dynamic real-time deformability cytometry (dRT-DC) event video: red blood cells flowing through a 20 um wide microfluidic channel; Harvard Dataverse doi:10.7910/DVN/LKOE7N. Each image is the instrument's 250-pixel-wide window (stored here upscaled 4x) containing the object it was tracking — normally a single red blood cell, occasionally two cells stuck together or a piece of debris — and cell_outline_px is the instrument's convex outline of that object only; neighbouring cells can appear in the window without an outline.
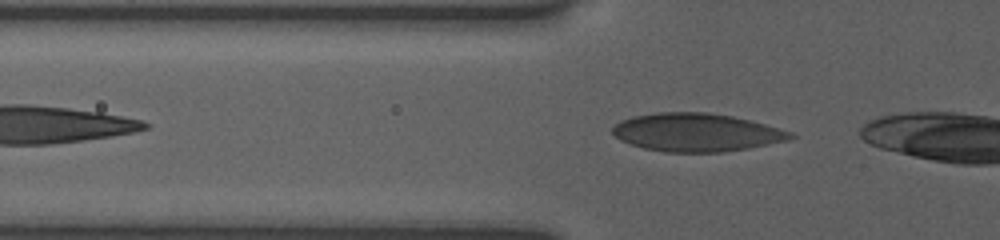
{"species": "human", "species_latin": "Homo sapiens", "temperature_condition": "room temperature", "stored_images_in_passage": 26, "camera_frame_rate_fps": 3000, "um_per_image_px": 0.085, "donor": {"sex": "female"}, "frame": {"image": 1, "passage_image": 9, "time_ms": 2.0, "image_size_px": [1000, 240], "cell_outline_px": [[796, 136], [788, 140], [748, 148], [724, 152], [664, 152], [644, 148], [620, 140], [612, 132], [612, 128], [620, 120], [632, 116], [656, 112], [708, 112], [732, 116], [764, 124], [792, 132]], "centroid_in_image_um": [59.17, 11.25], "position_along_channel_um": 66.6, "area_um2": 39.48}}
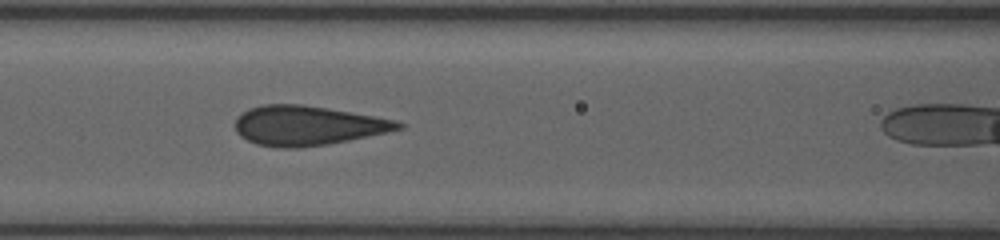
{"frame": {"image": 2, "passage_image": 18, "time_ms": 4.0, "image_size_px": [1000, 240], "cell_outline_px": [[404, 128], [368, 136], [328, 144], [296, 148], [280, 148], [256, 144], [240, 136], [236, 132], [232, 124], [236, 116], [248, 108], [260, 104], [300, 104], [328, 108], [376, 116], [396, 120], [404, 124]], "centroid_in_image_um": [26.07, 10.66], "position_along_channel_um": 140.5, "area_um2": 37.92}}
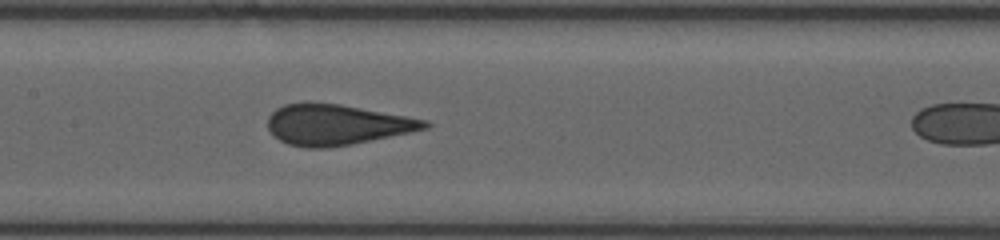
{"frame": {"image": 3, "passage_image": 23, "time_ms": 5.0, "image_size_px": [1000, 240], "cell_outline_px": [[432, 124], [428, 128], [352, 144], [324, 148], [304, 148], [288, 144], [272, 136], [268, 128], [268, 116], [276, 108], [284, 104], [304, 100], [308, 100], [340, 104], [428, 120]], "centroid_in_image_um": [28.55, 10.57], "position_along_channel_um": 178.8, "area_um2": 37.57}}